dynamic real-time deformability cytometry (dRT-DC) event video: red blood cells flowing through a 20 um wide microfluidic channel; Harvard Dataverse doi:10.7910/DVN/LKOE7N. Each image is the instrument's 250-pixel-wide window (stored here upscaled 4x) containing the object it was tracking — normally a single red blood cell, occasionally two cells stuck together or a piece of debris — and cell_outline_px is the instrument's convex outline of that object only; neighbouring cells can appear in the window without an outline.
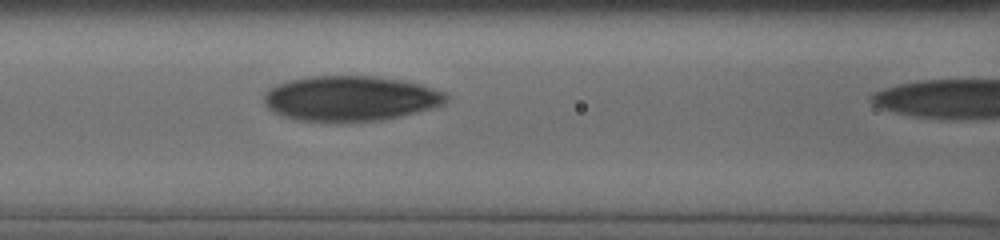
{"species": "human", "species_latin": "Homo sapiens", "temperature_condition": "cold", "stored_images_in_passage": 11, "camera_frame_rate_fps": 3000, "um_per_image_px": 0.085, "donor": {"sex": "male"}, "frame": {"image": 1, "passage_image": 10, "time_ms": 3.333, "image_size_px": [1000, 240], "cell_outline_px": [[448, 96], [444, 104], [432, 108], [400, 116], [380, 120], [296, 120], [284, 116], [268, 108], [264, 104], [264, 92], [268, 88], [276, 84], [288, 80], [308, 76], [376, 76], [400, 80], [420, 84], [444, 92]], "centroid_in_image_um": [29.76, 8.34], "position_along_channel_um": 136.8, "area_um2": 47.45}}